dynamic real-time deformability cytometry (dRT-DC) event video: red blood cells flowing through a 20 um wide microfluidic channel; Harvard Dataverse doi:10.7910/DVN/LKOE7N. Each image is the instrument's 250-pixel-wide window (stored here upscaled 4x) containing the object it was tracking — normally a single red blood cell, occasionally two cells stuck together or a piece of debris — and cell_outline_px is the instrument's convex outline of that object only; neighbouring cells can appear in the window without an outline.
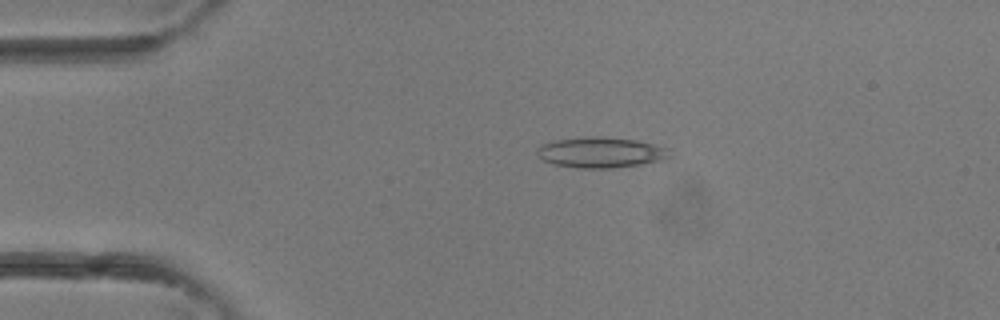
{"species": "common noctule bat (a hibernating species)", "species_latin": "Nyctalus noctula", "temperature_condition": "room temperature", "stored_images_in_passage": 3, "camera_frame_rate_fps": 3000, "um_per_image_px": 0.085, "animal": {"sex": "female"}, "frame": {"image": 1, "passage_image": 2, "time_ms": 0.333, "image_size_px": [1000, 320], "cell_outline_px": [[672, 156], [664, 160], [640, 164], [612, 168], [576, 168], [552, 164], [544, 160], [536, 152], [536, 148], [540, 144], [556, 140], [588, 136], [604, 136], [636, 140], [656, 144], [668, 148]], "centroid_in_image_um": [51.08, 12.95], "position_along_channel_um": 33.9, "area_um2": 23.93}}